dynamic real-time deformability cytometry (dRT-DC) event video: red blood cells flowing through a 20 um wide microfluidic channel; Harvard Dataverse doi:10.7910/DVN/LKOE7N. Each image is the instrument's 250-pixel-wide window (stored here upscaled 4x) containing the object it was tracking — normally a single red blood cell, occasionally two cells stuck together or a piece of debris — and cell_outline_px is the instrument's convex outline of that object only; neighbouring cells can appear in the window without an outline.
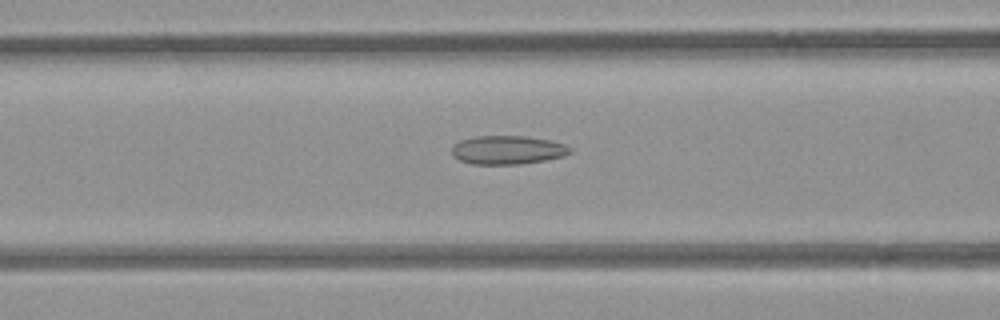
{"species": "common noctule bat (a hibernating species)", "species_latin": "Nyctalus noctula", "temperature_condition": "room temperature", "stored_images_in_passage": 33, "camera_frame_rate_fps": 3000, "um_per_image_px": 0.085, "animal": {"sex": "female", "body_mass_g": 21.9}, "frame": {"image": 1, "passage_image": 5, "time_ms": 1.333, "image_size_px": [1000, 320], "cell_outline_px": [[572, 152], [564, 156], [544, 160], [520, 164], [472, 164], [460, 160], [452, 156], [452, 144], [460, 140], [476, 136], [524, 136], [548, 140], [564, 144], [572, 148]], "centroid_in_image_um": [43.12, 12.75], "position_along_channel_um": 123.5, "area_um2": 19.77}}
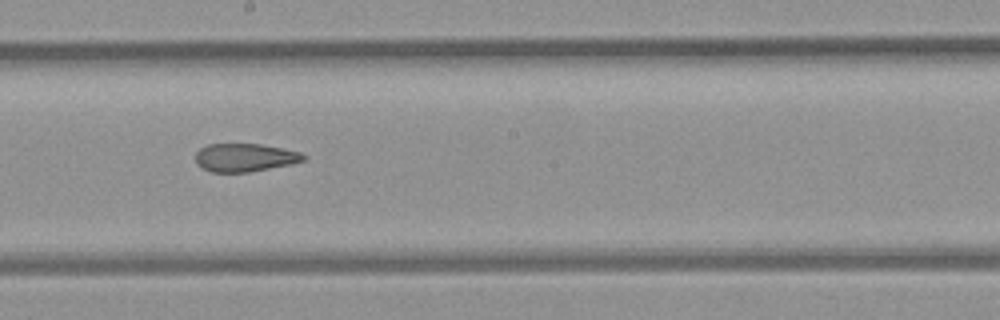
{"frame": {"image": 2, "passage_image": 13, "time_ms": 4.0, "image_size_px": [1000, 320], "cell_outline_px": [[308, 156], [304, 160], [292, 164], [248, 172], [212, 172], [200, 168], [196, 164], [196, 152], [200, 148], [208, 144], [260, 144], [300, 152]], "centroid_in_image_um": [20.79, 13.39], "position_along_channel_um": 227.4, "area_um2": 17.74}}
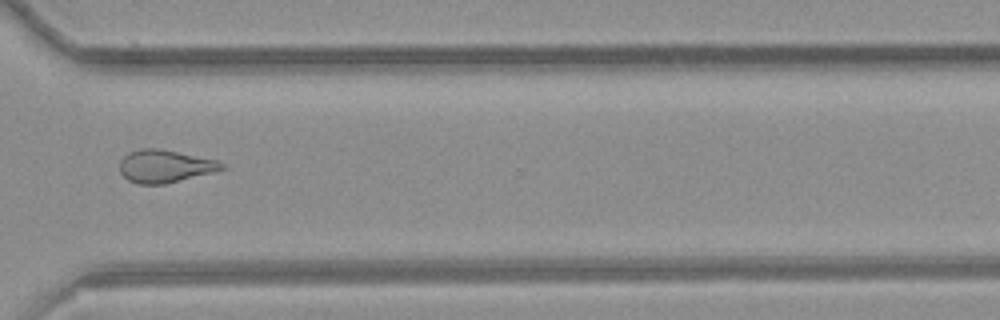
{"frame": {"image": 3, "passage_image": 23, "time_ms": 7.333, "image_size_px": [1000, 320], "cell_outline_px": [[228, 168], [164, 184], [140, 184], [128, 180], [120, 172], [120, 160], [128, 152], [140, 148], [160, 148], [216, 160], [224, 164]], "centroid_in_image_um": [14.0, 14.11], "position_along_channel_um": 356.6, "area_um2": 19.36}}